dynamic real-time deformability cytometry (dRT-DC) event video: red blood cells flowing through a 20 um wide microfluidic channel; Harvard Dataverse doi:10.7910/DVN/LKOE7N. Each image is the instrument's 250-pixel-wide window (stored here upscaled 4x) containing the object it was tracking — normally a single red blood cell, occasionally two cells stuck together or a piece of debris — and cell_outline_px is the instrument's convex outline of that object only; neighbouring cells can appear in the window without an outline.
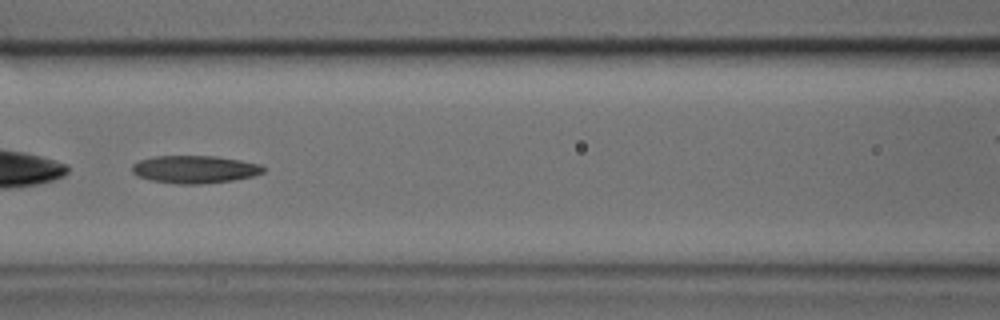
{"species": "common noctule bat (a hibernating species)", "species_latin": "Nyctalus noctula", "temperature_condition": "cold", "stored_images_in_passage": 31, "camera_frame_rate_fps": 3000, "um_per_image_px": 0.085, "animal": {"sex": "male", "body_mass_g": 17.9, "forearm_length_mm": 54.2}, "frame": {"image": 1, "passage_image": 14, "time_ms": 4.333, "image_size_px": [1000, 320], "cell_outline_px": [[268, 168], [264, 172], [252, 176], [232, 180], [200, 184], [176, 184], [152, 180], [136, 176], [132, 172], [132, 164], [140, 160], [156, 156], [212, 156], [240, 160], [260, 164]], "centroid_in_image_um": [16.55, 14.39], "position_along_channel_um": 150.0, "area_um2": 21.15}}